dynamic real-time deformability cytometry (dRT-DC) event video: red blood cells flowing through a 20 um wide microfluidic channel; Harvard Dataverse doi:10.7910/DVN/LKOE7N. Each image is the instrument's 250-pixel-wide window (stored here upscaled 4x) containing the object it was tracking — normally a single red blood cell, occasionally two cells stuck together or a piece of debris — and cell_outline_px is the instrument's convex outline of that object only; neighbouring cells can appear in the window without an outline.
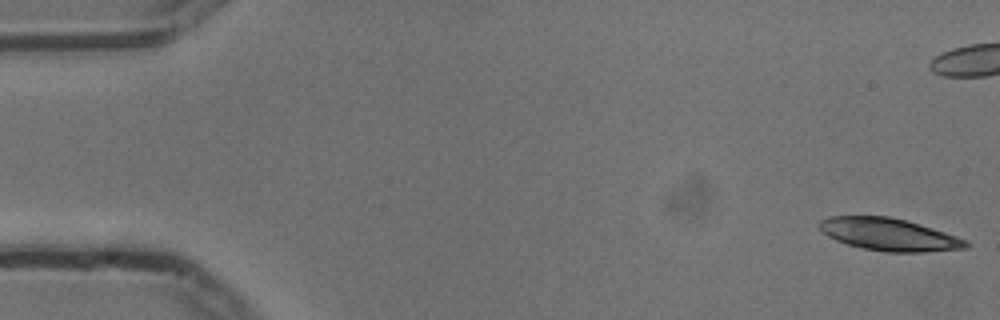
{"species": "common noctule bat (a hibernating species)", "species_latin": "Nyctalus noctula", "temperature_condition": "cold", "stored_images_in_passage": 13, "camera_frame_rate_fps": 3000, "um_per_image_px": 0.085, "animal": {"sex": "male", "body_mass_g": 13.3}, "frame": {"image": 1, "passage_image": 1, "time_ms": 0.0, "image_size_px": [1000, 320], "cell_outline_px": [[972, 244], [968, 248], [924, 252], [884, 252], [864, 248], [848, 244], [836, 240], [828, 236], [816, 224], [820, 220], [828, 216], [888, 216], [920, 224], [956, 236]], "centroid_in_image_um": [75.56, 19.93], "position_along_channel_um": 9.4, "area_um2": 27.57}}